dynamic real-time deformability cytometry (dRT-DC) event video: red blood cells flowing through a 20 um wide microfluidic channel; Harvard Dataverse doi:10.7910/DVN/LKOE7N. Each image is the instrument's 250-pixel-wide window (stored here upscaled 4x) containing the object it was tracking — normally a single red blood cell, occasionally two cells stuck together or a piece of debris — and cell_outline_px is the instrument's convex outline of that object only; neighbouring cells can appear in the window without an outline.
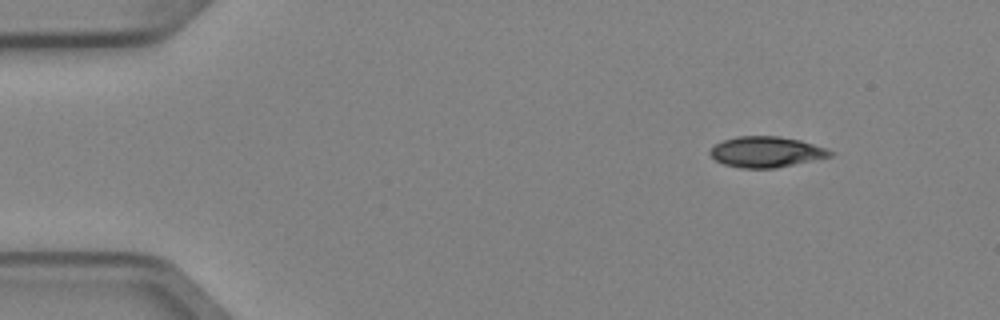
{"species": "Egyptian fruit bat (a non-hibernating species)", "species_latin": "Rousettus aegyptiacus", "temperature_condition": "cold", "stored_images_in_passage": 5, "camera_frame_rate_fps": 3000, "um_per_image_px": 0.085, "animal": {"sex": "female"}, "frame": {"image": 1, "passage_image": 1, "time_ms": 0.0, "image_size_px": [1000, 320], "cell_outline_px": [[836, 152], [832, 156], [776, 168], [740, 168], [724, 164], [716, 160], [708, 152], [716, 144], [724, 140], [736, 136], [780, 136], [800, 140]], "centroid_in_image_um": [65.13, 12.91], "position_along_channel_um": 19.9, "area_um2": 21.39}}
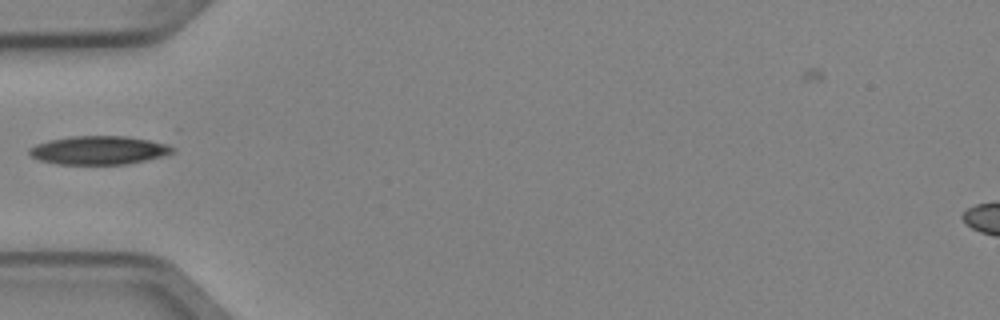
{"frame": {"image": 2, "passage_image": 4, "time_ms": 1.0, "image_size_px": [1000, 320], "cell_outline_px": [[176, 152], [168, 156], [128, 164], [56, 164], [40, 160], [32, 156], [28, 152], [28, 148], [36, 144], [48, 140], [72, 136], [128, 136], [168, 144], [176, 148]], "centroid_in_image_um": [8.47, 12.77], "position_along_channel_um": 76.5, "area_um2": 24.16}}
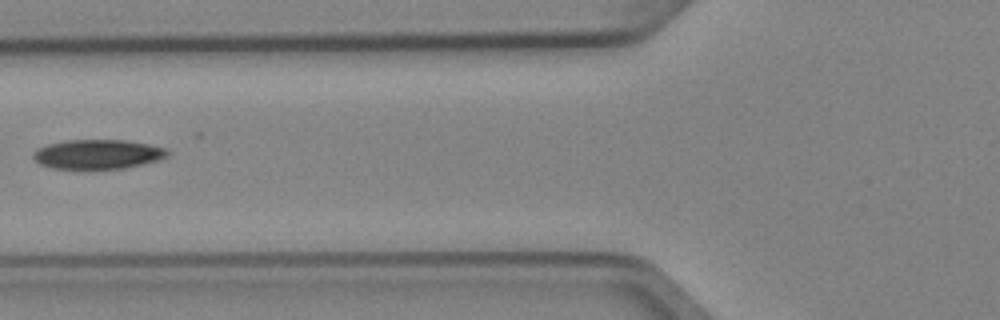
{"frame": {"image": 3, "passage_image": 5, "time_ms": 1.333, "image_size_px": [1000, 320], "cell_outline_px": [[168, 156], [160, 160], [124, 168], [56, 168], [40, 164], [32, 156], [32, 152], [36, 148], [48, 144], [64, 140], [124, 140], [148, 144], [164, 148], [168, 152]], "centroid_in_image_um": [8.29, 13.1], "position_along_channel_um": 117.5, "area_um2": 22.83}}